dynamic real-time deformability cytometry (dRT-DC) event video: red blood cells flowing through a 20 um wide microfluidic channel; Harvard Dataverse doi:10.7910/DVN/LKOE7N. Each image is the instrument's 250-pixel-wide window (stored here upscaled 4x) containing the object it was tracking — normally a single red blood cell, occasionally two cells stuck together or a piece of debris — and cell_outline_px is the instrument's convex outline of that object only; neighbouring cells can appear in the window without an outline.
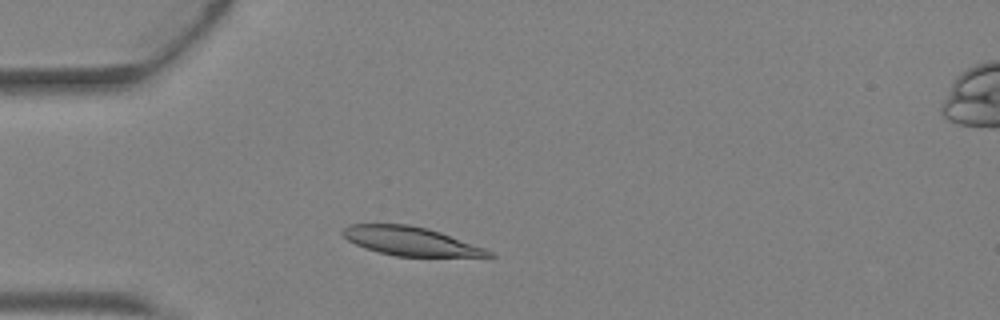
{"species": "Egyptian fruit bat (a non-hibernating species)", "species_latin": "Rousettus aegyptiacus", "temperature_condition": "warm", "stored_images_in_passage": 1, "camera_frame_rate_fps": 3000, "um_per_image_px": 0.085, "animal": {"sex": "female"}, "frame": {"image": 1, "passage_image": 1, "time_ms": 0.0, "image_size_px": [1000, 320], "cell_outline_px": [[496, 256], [396, 256], [364, 248], [348, 240], [340, 232], [348, 224], [408, 224], [428, 228], [440, 232], [484, 248], [492, 252]], "centroid_in_image_um": [34.85, 20.48], "position_along_channel_um": 50.1, "area_um2": 24.1}}